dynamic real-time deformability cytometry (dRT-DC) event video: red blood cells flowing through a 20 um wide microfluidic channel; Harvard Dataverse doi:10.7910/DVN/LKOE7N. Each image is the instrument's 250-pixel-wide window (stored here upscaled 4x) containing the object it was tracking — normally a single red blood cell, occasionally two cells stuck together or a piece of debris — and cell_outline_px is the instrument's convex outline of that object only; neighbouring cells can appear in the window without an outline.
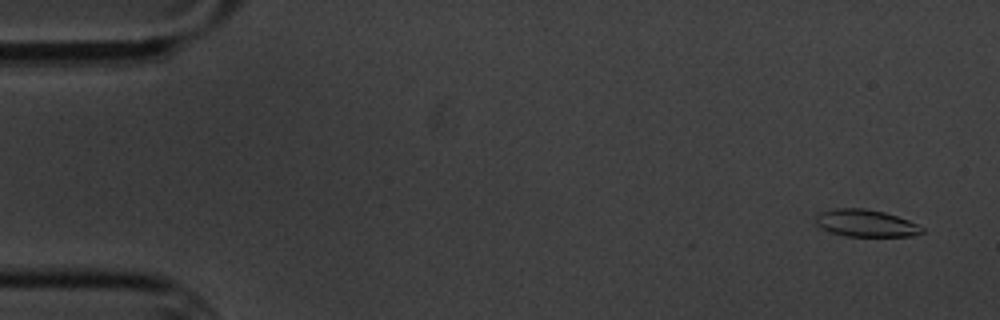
{"species": "common noctule bat (a hibernating species)", "species_latin": "Nyctalus noctula", "temperature_condition": "cold", "stored_images_in_passage": 6, "camera_frame_rate_fps": 3000, "um_per_image_px": 0.085, "animal": {"sex": "male", "body_mass_g": 20.1, "forearm_length_mm": 53.5}, "frame": {"image": 1, "passage_image": 1, "time_ms": 0.0, "image_size_px": [1000, 320], "cell_outline_px": [[924, 232], [912, 236], [844, 236], [832, 232], [816, 224], [816, 216], [820, 212], [836, 208], [864, 208], [884, 212], [908, 220], [924, 228]], "centroid_in_image_um": [73.61, 18.97], "position_along_channel_um": 11.4, "area_um2": 16.65}}